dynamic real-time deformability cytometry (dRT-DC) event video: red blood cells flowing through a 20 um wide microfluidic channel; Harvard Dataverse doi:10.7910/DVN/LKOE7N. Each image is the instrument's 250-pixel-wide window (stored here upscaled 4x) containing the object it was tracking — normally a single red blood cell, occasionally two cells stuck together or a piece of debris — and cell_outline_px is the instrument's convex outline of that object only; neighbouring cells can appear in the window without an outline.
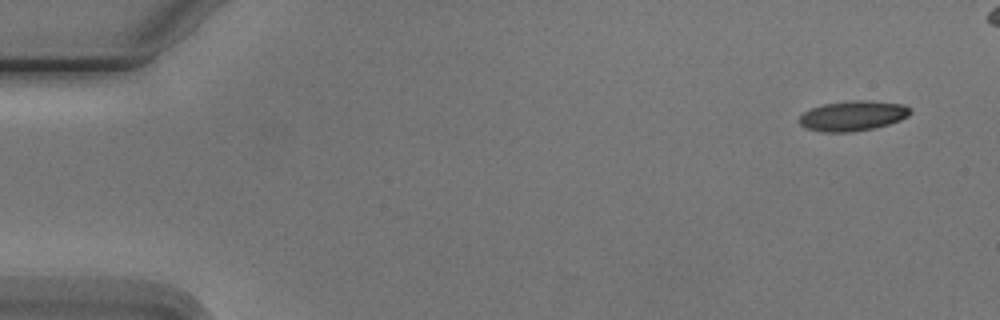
{"species": "Egyptian fruit bat (a non-hibernating species)", "species_latin": "Rousettus aegyptiacus", "temperature_condition": "cold", "stored_images_in_passage": 5, "camera_frame_rate_fps": 3000, "um_per_image_px": 0.085, "animal": {"sex": "male"}, "frame": {"image": 1, "passage_image": 1, "time_ms": 0.0, "image_size_px": [1000, 320], "cell_outline_px": [[912, 112], [908, 116], [900, 120], [876, 128], [852, 132], [824, 132], [804, 128], [800, 124], [800, 116], [804, 112], [812, 108], [824, 104], [852, 100], [868, 100], [904, 104], [912, 108]], "centroid_in_image_um": [72.53, 9.84], "position_along_channel_um": 12.5, "area_um2": 19.59}}